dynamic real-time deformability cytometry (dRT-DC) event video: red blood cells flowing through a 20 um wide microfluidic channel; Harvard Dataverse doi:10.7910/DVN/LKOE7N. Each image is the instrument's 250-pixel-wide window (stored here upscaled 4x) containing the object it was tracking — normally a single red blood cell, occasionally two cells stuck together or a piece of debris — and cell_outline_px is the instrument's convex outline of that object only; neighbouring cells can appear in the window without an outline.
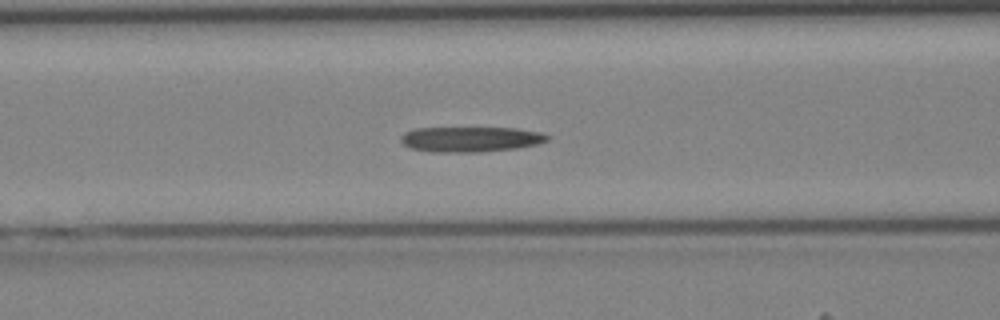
{"species": "Egyptian fruit bat (a non-hibernating species)", "species_latin": "Rousettus aegyptiacus", "temperature_condition": "cold", "stored_images_in_passage": 43, "camera_frame_rate_fps": 3000, "um_per_image_px": 0.085, "animal": {"sex": "female"}, "frame": {"image": 1, "passage_image": 18, "time_ms": 5.667, "image_size_px": [1000, 320], "cell_outline_px": [[548, 140], [536, 144], [516, 148], [480, 152], [432, 152], [408, 148], [400, 140], [400, 136], [404, 132], [412, 128], [516, 128], [544, 132], [548, 136]], "centroid_in_image_um": [39.96, 11.83], "position_along_channel_um": 126.6, "area_um2": 21.73}}
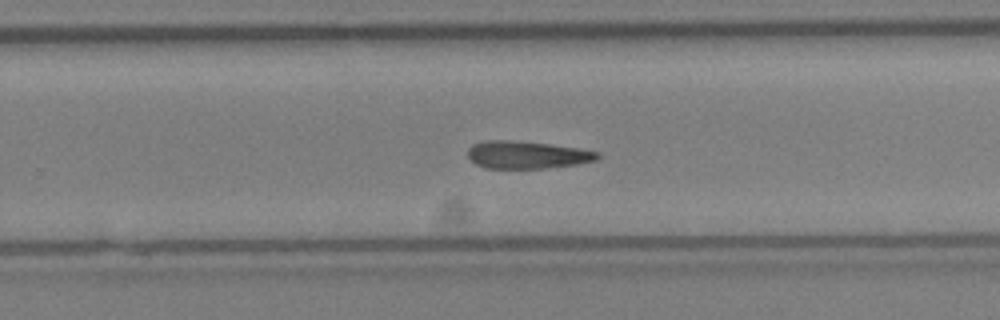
{"frame": {"image": 2, "passage_image": 28, "time_ms": 9.0, "image_size_px": [1000, 320], "cell_outline_px": [[600, 156], [596, 160], [576, 164], [544, 168], [488, 168], [476, 164], [468, 156], [468, 148], [472, 144], [484, 140], [508, 140], [548, 144], [580, 148], [600, 152]], "centroid_in_image_um": [44.79, 13.15], "position_along_channel_um": 285.0, "area_um2": 20.69}}
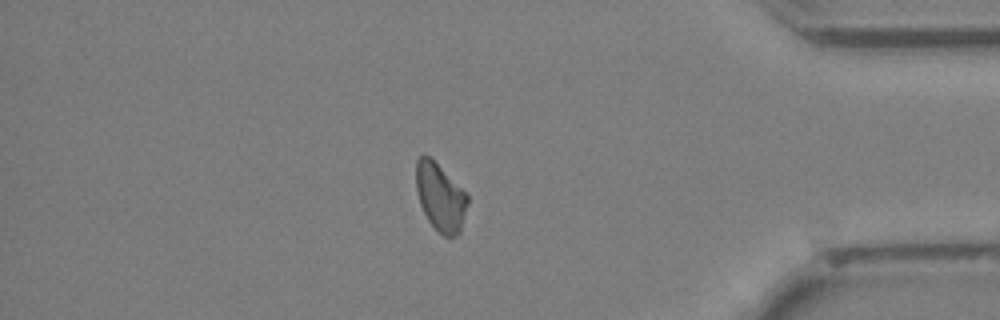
{"frame": {"image": 3, "passage_image": 37, "time_ms": 12.0, "image_size_px": [1000, 320], "cell_outline_px": [[468, 204], [460, 232], [456, 236], [444, 236], [428, 220], [420, 204], [416, 188], [416, 160], [420, 156], [428, 156], [468, 196]], "centroid_in_image_um": [37.42, 16.79], "position_along_channel_um": 397.8, "area_um2": 19.65}}